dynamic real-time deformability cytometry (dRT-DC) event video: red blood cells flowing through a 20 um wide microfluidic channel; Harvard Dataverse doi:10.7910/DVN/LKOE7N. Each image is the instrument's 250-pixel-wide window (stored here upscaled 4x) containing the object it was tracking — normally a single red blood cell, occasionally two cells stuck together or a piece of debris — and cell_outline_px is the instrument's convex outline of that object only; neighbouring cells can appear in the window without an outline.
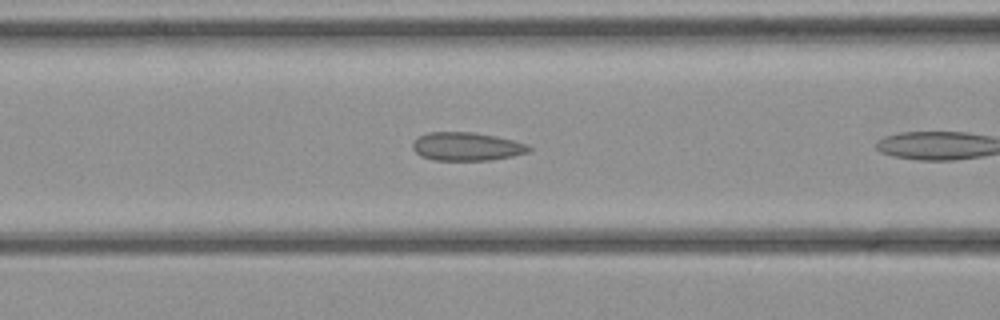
{"species": "common noctule bat (a hibernating species)", "species_latin": "Nyctalus noctula", "temperature_condition": "cold", "stored_images_in_passage": 7, "camera_frame_rate_fps": 3000, "um_per_image_px": 0.085, "animal": {"sex": "female", "body_mass_g": 21.9}, "frame": {"image": 1, "passage_image": 6, "time_ms": 1.667, "image_size_px": [1000, 320], "cell_outline_px": [[532, 148], [528, 152], [512, 156], [488, 160], [432, 160], [420, 156], [412, 148], [412, 144], [420, 136], [428, 132], [472, 132], [496, 136], [528, 144]], "centroid_in_image_um": [39.66, 12.45], "position_along_channel_um": 126.9, "area_um2": 19.13}}